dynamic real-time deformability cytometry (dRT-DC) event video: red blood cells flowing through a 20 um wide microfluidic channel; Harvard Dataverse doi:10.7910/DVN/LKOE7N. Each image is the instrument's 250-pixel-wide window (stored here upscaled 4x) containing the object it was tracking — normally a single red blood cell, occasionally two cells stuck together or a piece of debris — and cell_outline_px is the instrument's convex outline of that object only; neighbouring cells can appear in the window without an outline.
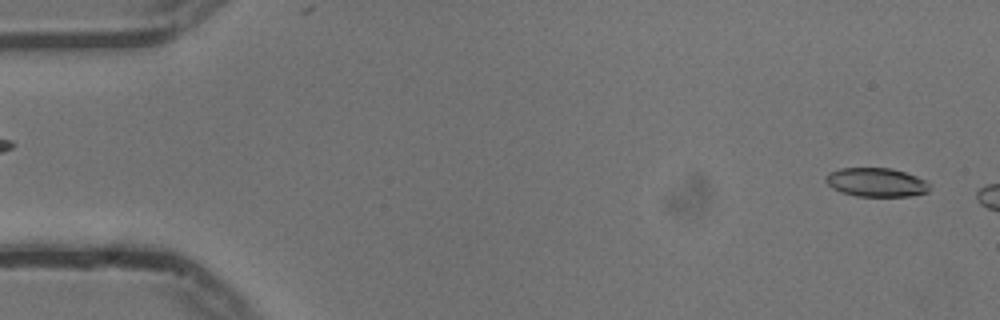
{"species": "common noctule bat (a hibernating species)", "species_latin": "Nyctalus noctula", "temperature_condition": "cold", "stored_images_in_passage": 7, "camera_frame_rate_fps": 3000, "um_per_image_px": 0.085, "animal": {"sex": "male", "body_mass_g": 13.3}, "frame": {"image": 1, "passage_image": 2, "time_ms": 0.333, "image_size_px": [1000, 320], "cell_outline_px": [[928, 192], [908, 196], [856, 196], [840, 192], [832, 188], [824, 180], [832, 172], [840, 168], [888, 168], [904, 172], [916, 176], [924, 180], [928, 184]], "centroid_in_image_um": [74.46, 15.5], "position_along_channel_um": 10.5, "area_um2": 17.17}}